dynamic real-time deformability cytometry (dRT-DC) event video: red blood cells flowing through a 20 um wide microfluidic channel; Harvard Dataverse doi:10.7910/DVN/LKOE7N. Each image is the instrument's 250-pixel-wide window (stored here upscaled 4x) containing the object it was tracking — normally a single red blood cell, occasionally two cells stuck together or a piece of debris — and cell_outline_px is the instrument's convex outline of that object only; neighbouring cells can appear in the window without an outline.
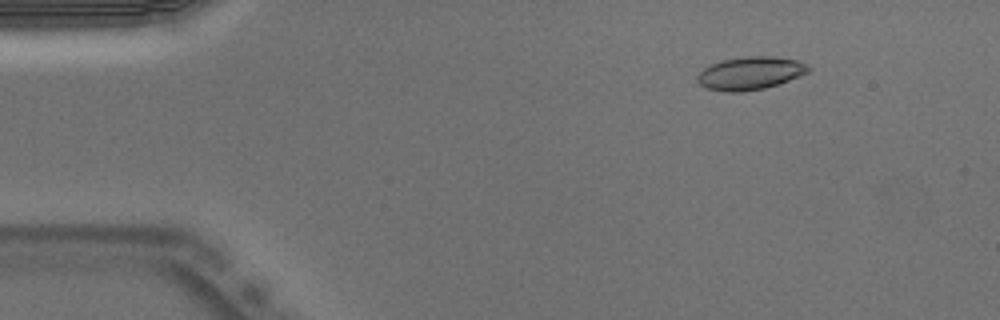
{"species": "Egyptian fruit bat (a non-hibernating species)", "species_latin": "Rousettus aegyptiacus", "temperature_condition": "warm", "stored_images_in_passage": 51, "camera_frame_rate_fps": 3000, "um_per_image_px": 0.085, "animal": {"sex": "male"}, "frame": {"image": 1, "passage_image": 7, "time_ms": 2.0, "image_size_px": [1000, 320], "cell_outline_px": [[812, 68], [808, 72], [800, 76], [764, 88], [740, 92], [724, 92], [708, 88], [700, 84], [696, 80], [696, 76], [704, 68], [720, 60], [744, 56], [772, 56], [796, 60], [808, 64]], "centroid_in_image_um": [63.76, 6.21], "position_along_channel_um": 21.2, "area_um2": 21.33}}
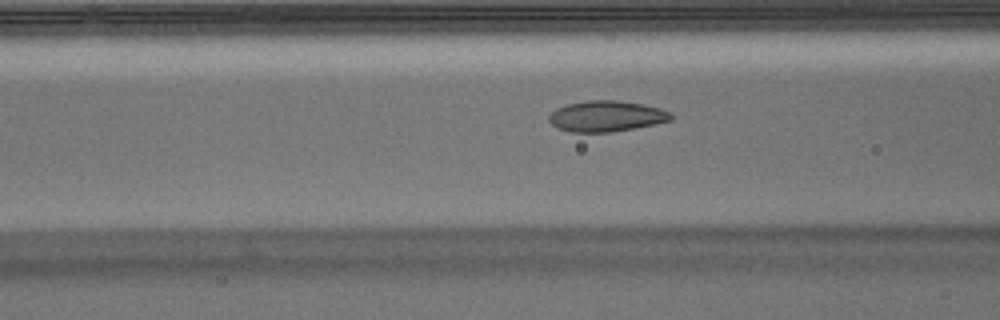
{"frame": {"image": 2, "passage_image": 20, "time_ms": 6.333, "image_size_px": [1000, 320], "cell_outline_px": [[672, 120], [656, 124], [612, 132], [568, 132], [556, 128], [548, 120], [548, 116], [556, 108], [568, 104], [588, 100], [616, 100], [644, 104], [660, 108], [672, 112]], "centroid_in_image_um": [51.54, 9.88], "position_along_channel_um": 115.1, "area_um2": 22.14}}
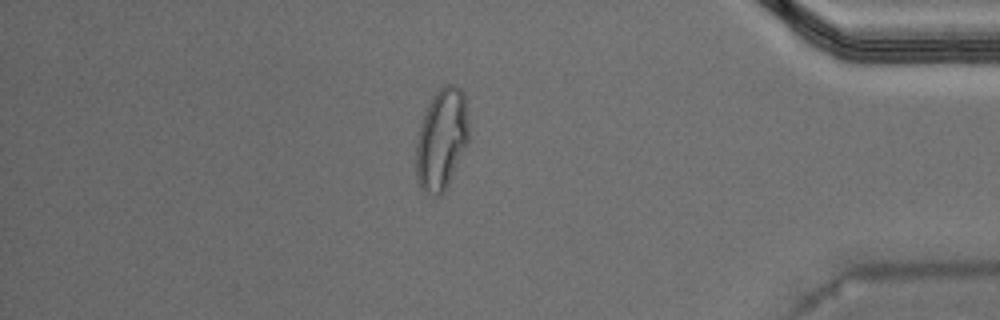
{"frame": {"image": 3, "passage_image": 44, "time_ms": 14.333, "image_size_px": [1000, 320], "cell_outline_px": [[468, 140], [448, 184], [444, 192], [440, 196], [436, 196], [424, 192], [420, 188], [416, 180], [416, 144], [420, 128], [428, 104], [436, 92], [440, 88], [448, 84], [452, 84], [460, 88], [464, 92], [468, 124]], "centroid_in_image_um": [37.52, 11.86], "position_along_channel_um": 397.7, "area_um2": 30.75}, "authors_computed_cell_mechanics": {"area_um2": 21.5594, "velocity_mm_per_s": 3.9546, "shape_relaxation_time_tau1_ms": null, "shape_relaxation_time_tau2_ms": 1.159, "deformation_change_tau1": null, "deformation_change_tau2": 0.0555}}